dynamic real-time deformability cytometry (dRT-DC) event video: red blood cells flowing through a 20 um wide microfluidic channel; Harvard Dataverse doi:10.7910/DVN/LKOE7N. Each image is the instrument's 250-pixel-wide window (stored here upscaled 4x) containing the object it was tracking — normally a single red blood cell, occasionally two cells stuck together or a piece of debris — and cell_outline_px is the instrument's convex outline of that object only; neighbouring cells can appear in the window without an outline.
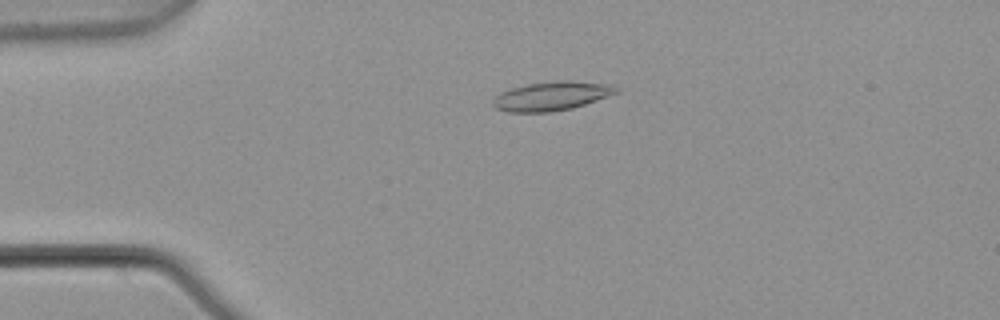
{"species": "common noctule bat (a hibernating species)", "species_latin": "Nyctalus noctula", "temperature_condition": "warm", "stored_images_in_passage": 5, "camera_frame_rate_fps": 3000, "um_per_image_px": 0.085, "animal": {"sex": "male", "body_mass_g": 21.5, "forearm_length_mm": 52.0}, "frame": {"image": 1, "passage_image": 4, "time_ms": 1.0, "image_size_px": [1000, 320], "cell_outline_px": [[620, 92], [572, 108], [552, 112], [508, 112], [496, 108], [492, 104], [492, 100], [500, 92], [512, 88], [528, 84], [556, 80], [572, 80], [616, 84]], "centroid_in_image_um": [46.93, 8.15], "position_along_channel_um": 38.1, "area_um2": 21.04}}